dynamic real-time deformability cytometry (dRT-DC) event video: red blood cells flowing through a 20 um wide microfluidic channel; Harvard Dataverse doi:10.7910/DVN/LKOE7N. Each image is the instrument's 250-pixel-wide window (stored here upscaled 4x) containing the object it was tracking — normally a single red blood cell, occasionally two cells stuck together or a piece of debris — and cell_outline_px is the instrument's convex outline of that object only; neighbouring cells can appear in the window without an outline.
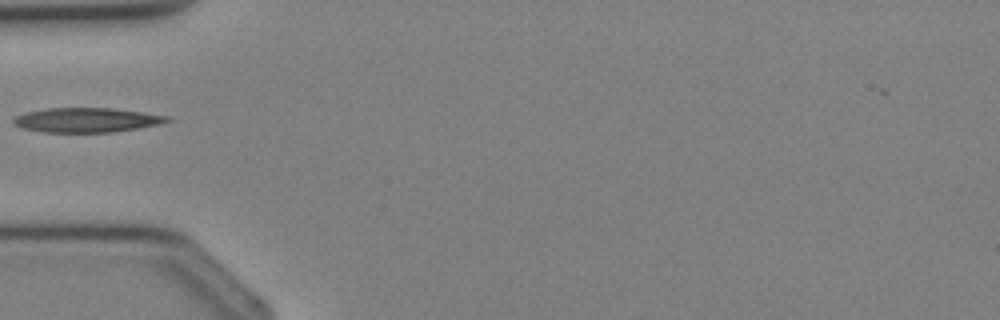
{"species": "Egyptian fruit bat (a non-hibernating species)", "species_latin": "Rousettus aegyptiacus", "temperature_condition": "cold", "stored_images_in_passage": 3, "camera_frame_rate_fps": 3000, "um_per_image_px": 0.085, "animal": {"sex": "female"}, "frame": {"image": 1, "passage_image": 1, "time_ms": 0.0, "image_size_px": [1000, 320], "cell_outline_px": [[172, 120], [156, 124], [136, 128], [112, 132], [44, 132], [20, 128], [12, 124], [12, 120], [16, 116], [24, 112], [48, 108], [112, 108], [168, 116]], "centroid_in_image_um": [7.27, 10.2], "position_along_channel_um": 77.7, "area_um2": 21.79}}